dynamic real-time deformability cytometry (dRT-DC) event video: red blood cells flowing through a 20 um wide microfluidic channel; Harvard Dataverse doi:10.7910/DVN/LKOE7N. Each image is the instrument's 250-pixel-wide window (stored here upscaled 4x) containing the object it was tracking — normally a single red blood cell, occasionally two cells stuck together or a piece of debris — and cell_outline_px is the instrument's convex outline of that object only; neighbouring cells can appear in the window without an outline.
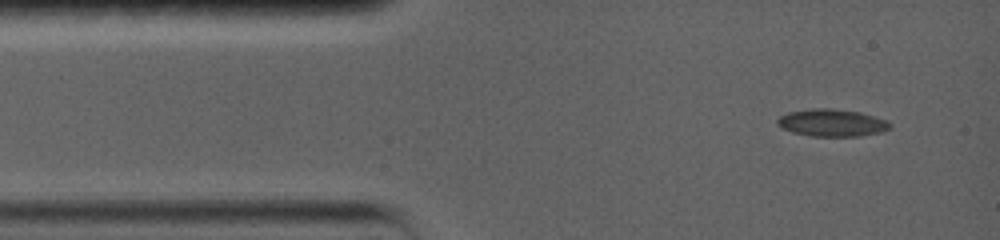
{"species": "common noctule bat (a hibernating species)", "species_latin": "Nyctalus noctula", "temperature_condition": "warm", "stored_images_in_passage": 3, "camera_frame_rate_fps": 5000, "um_per_image_px": 0.085, "animal": {"sex": "female", "body_mass_g": 19.0, "forearm_length_mm": 56.7}, "frame": {"image": 1, "passage_image": 1, "time_ms": 0.0, "image_size_px": [1000, 240], "cell_outline_px": [[888, 128], [876, 132], [856, 136], [812, 136], [792, 132], [784, 128], [776, 120], [780, 116], [788, 112], [812, 108], [832, 108], [860, 112], [876, 116], [888, 120]], "centroid_in_image_um": [70.68, 10.41], "position_along_channel_um": 14.3, "area_um2": 17.57}}
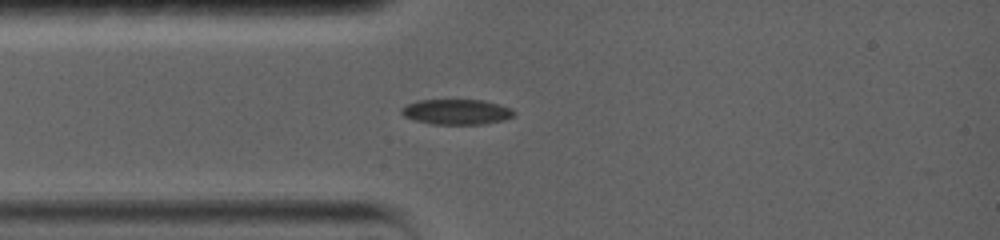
{"frame": {"image": 2, "passage_image": 3, "time_ms": 0.4, "image_size_px": [1000, 240], "cell_outline_px": [[516, 112], [512, 116], [504, 120], [484, 124], [432, 124], [416, 120], [404, 116], [400, 112], [400, 108], [416, 100], [484, 100], [500, 104], [512, 108]], "centroid_in_image_um": [38.82, 9.5], "position_along_channel_um": 46.2, "area_um2": 16.65}}